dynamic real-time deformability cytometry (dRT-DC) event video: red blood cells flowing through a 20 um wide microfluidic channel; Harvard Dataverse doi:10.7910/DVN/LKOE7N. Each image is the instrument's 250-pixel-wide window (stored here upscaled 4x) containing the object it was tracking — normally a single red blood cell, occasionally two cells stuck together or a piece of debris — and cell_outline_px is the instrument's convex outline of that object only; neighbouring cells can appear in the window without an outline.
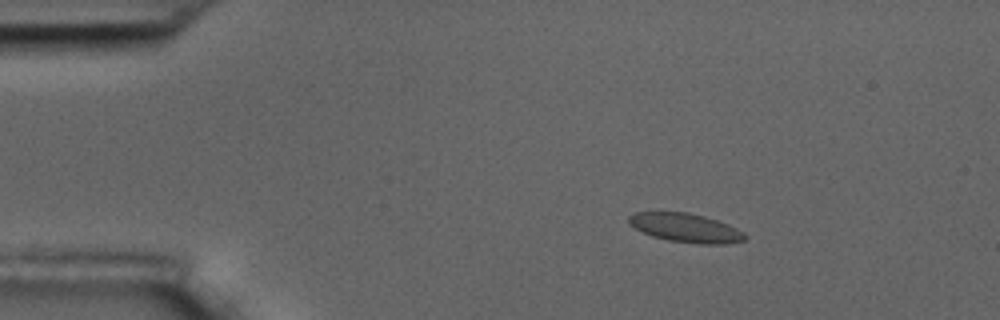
{"species": "common noctule bat (a hibernating species)", "species_latin": "Nyctalus noctula", "temperature_condition": "room temperature", "stored_images_in_passage": 57, "camera_frame_rate_fps": 3000, "um_per_image_px": 0.085, "animal": {"sex": "male", "body_mass_g": 17.5, "forearm_length_mm": 52.3}, "frame": {"image": 1, "passage_image": 10, "time_ms": 3.0, "image_size_px": [1000, 320], "cell_outline_px": [[748, 236], [744, 240], [724, 244], [696, 244], [668, 240], [652, 236], [628, 224], [628, 216], [632, 212], [688, 212], [704, 216], [728, 224], [744, 232]], "centroid_in_image_um": [58.28, 19.36], "position_along_channel_um": 26.7, "area_um2": 19.59}}
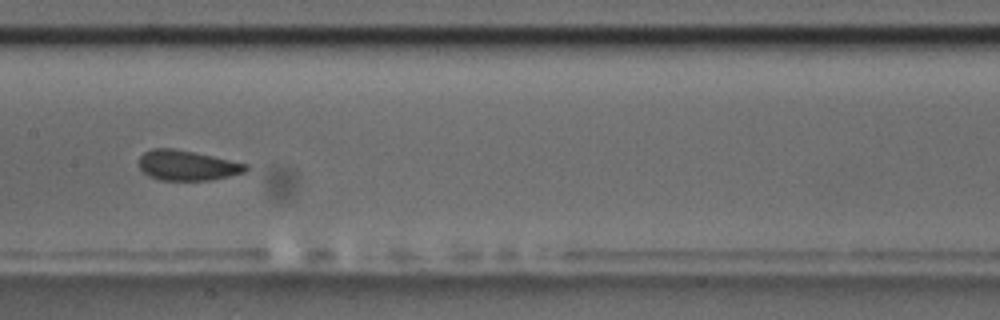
{"frame": {"image": 2, "passage_image": 29, "time_ms": 9.333, "image_size_px": [1000, 320], "cell_outline_px": [[248, 168], [244, 172], [212, 180], [160, 180], [148, 176], [140, 168], [140, 156], [144, 152], [152, 148], [172, 148], [196, 152], [248, 164]], "centroid_in_image_um": [15.91, 14.05], "position_along_channel_um": 191.5, "area_um2": 18.73}}
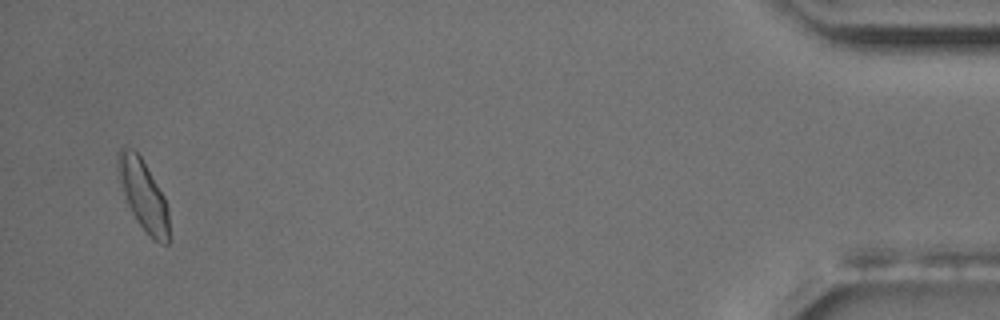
{"frame": {"image": 3, "passage_image": 55, "time_ms": 18.0, "image_size_px": [1000, 320], "cell_outline_px": [[168, 244], [164, 244], [152, 240], [136, 220], [124, 196], [116, 172], [116, 152], [124, 144], [132, 148], [140, 156], [164, 196], [168, 208]], "centroid_in_image_um": [12.13, 16.52], "position_along_channel_um": 423.1, "area_um2": 21.15}, "authors_computed_cell_mechanics": {"area_um2": 19.1318, "velocity_mm_per_s": 3.5995, "shape_relaxation_time_tau1_ms": 7.9751, "shape_relaxation_time_tau2_ms": 0.9491, "deformation_change_tau1": 0.1147, "deformation_change_tau2": 0.067}}